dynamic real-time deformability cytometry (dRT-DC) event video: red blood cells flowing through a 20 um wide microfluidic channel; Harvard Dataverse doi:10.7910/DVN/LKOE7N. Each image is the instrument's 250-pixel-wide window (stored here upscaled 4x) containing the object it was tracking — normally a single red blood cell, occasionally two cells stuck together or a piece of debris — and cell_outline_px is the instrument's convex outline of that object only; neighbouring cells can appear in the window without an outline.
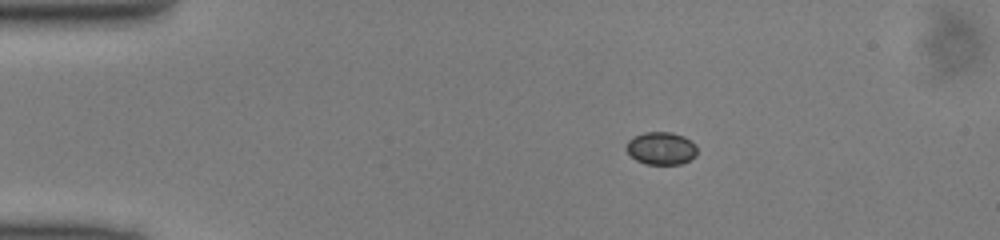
{"species": "common noctule bat (a hibernating species)", "species_latin": "Nyctalus noctula", "temperature_condition": "cold", "stored_images_in_passage": 41, "camera_frame_rate_fps": 3000, "um_per_image_px": 0.085, "animal": {"sex": "male", "body_mass_g": 13.0, "forearm_length_mm": 53.1}, "frame": {"image": 1, "passage_image": 1, "time_ms": 0.0, "image_size_px": [1000, 240], "cell_outline_px": [[696, 156], [680, 164], [648, 164], [636, 160], [624, 148], [628, 140], [632, 136], [644, 132], [672, 132], [684, 136], [696, 144]], "centroid_in_image_um": [56.18, 12.59], "position_along_channel_um": 28.8, "area_um2": 13.58}}
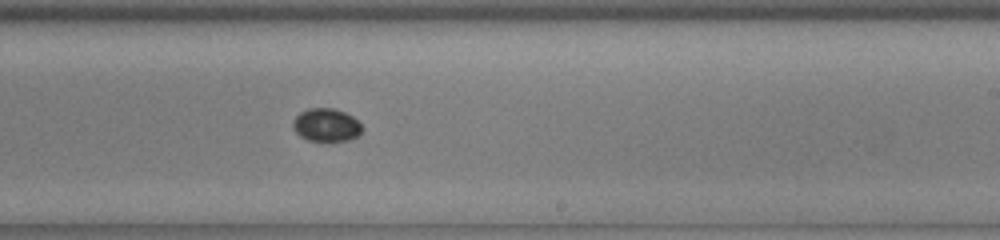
{"frame": {"image": 2, "passage_image": 22, "time_ms": 7.0, "image_size_px": [1000, 240], "cell_outline_px": [[364, 128], [356, 136], [348, 140], [308, 140], [300, 136], [292, 128], [292, 124], [296, 116], [300, 112], [308, 108], [332, 108], [344, 112], [352, 116]], "centroid_in_image_um": [27.71, 10.61], "position_along_channel_um": 261.3, "area_um2": 13.12}}
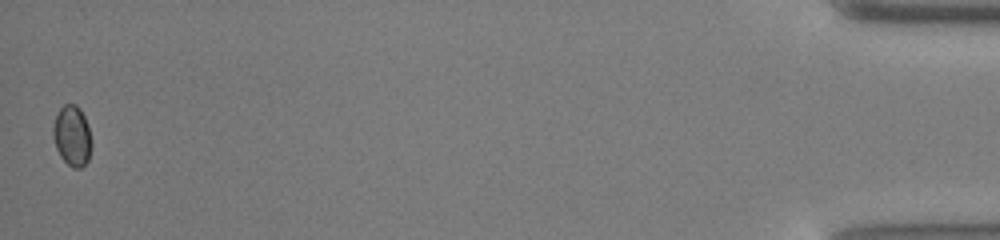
{"frame": {"image": 3, "passage_image": 41, "time_ms": 13.333, "image_size_px": [1000, 240], "cell_outline_px": [[92, 148], [88, 160], [80, 168], [72, 168], [60, 156], [56, 148], [52, 132], [52, 128], [56, 116], [60, 108], [64, 104], [76, 104], [80, 108], [84, 116], [88, 128], [92, 144]], "centroid_in_image_um": [6.13, 11.55], "position_along_channel_um": 429.1, "area_um2": 13.53}}